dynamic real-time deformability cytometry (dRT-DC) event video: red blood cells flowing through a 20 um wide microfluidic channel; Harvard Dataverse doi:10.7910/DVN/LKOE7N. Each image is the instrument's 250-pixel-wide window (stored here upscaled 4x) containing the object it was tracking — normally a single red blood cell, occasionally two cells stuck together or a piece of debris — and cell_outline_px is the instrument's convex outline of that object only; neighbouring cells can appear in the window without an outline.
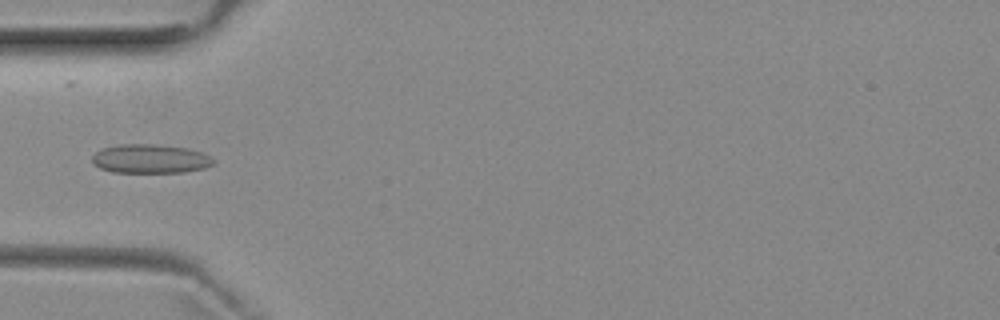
{"species": "common noctule bat (a hibernating species)", "species_latin": "Nyctalus noctula", "temperature_condition": "room temperature", "stored_images_in_passage": 5, "camera_frame_rate_fps": 3000, "um_per_image_px": 0.085, "animal": {"sex": "female", "body_mass_g": 29.2, "forearm_length_mm": 56.3}, "frame": {"image": 1, "passage_image": 4, "time_ms": 4.333, "image_size_px": [1000, 320], "cell_outline_px": [[216, 164], [204, 168], [184, 172], [112, 172], [100, 168], [92, 164], [92, 156], [100, 148], [120, 144], [152, 144], [188, 148], [200, 152], [216, 160]], "centroid_in_image_um": [12.76, 13.5], "position_along_channel_um": 72.2, "area_um2": 20.58}}